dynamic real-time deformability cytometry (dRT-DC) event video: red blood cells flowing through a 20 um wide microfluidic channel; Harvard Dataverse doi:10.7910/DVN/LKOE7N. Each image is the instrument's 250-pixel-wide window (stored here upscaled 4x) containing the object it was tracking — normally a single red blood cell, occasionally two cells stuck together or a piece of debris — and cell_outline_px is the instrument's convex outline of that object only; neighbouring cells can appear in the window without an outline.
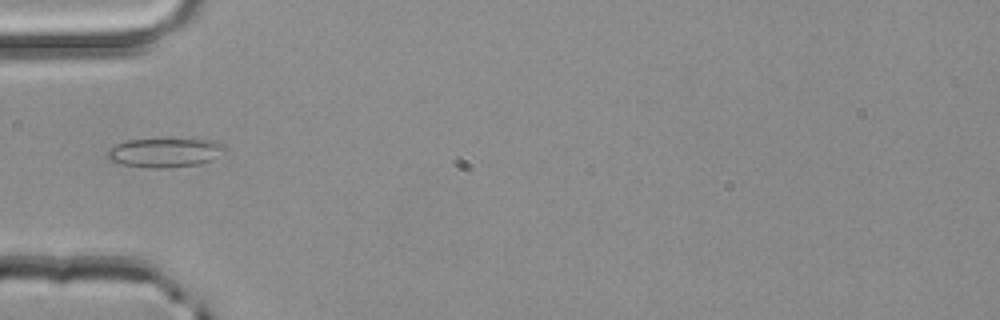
{"species": "common noctule bat (a hibernating species)", "species_latin": "Nyctalus noctula", "temperature_condition": "room temperature", "stored_images_in_passage": 4, "segment_of_instrument_passage": [2, 2], "camera_frame_rate_fps": 3000, "um_per_image_px": 0.085, "animal": {"sex": "male", "body_mass_g": 20.4}, "frame": {"image": 1, "passage_image": 4, "time_ms": 1.0, "image_size_px": [1000, 320], "cell_outline_px": [[228, 148], [212, 160], [200, 164], [164, 168], [148, 168], [120, 164], [108, 160], [108, 148], [116, 144], [128, 140], [212, 140], [224, 144]], "centroid_in_image_um": [14.01, 12.99], "position_along_channel_um": 71.0, "area_um2": 19.83}}